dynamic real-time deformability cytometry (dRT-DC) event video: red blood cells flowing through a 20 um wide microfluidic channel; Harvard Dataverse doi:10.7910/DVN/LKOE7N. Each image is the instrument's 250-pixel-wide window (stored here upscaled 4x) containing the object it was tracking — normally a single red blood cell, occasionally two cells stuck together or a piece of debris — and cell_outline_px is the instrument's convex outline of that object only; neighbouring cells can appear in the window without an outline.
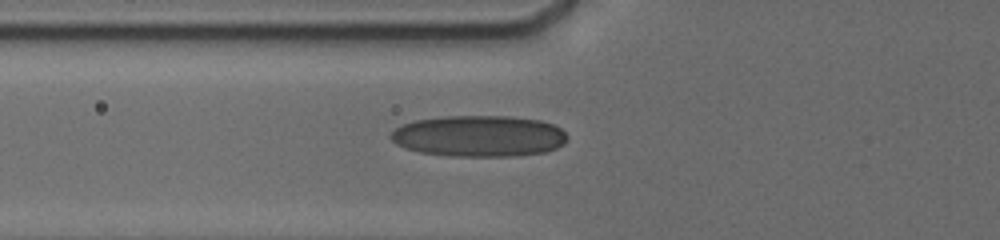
{"species": "human", "species_latin": "Homo sapiens", "temperature_condition": "cold", "stored_images_in_passage": 17, "camera_frame_rate_fps": 3000, "um_per_image_px": 0.085, "donor": {"sex": "male"}, "frame": {"image": 1, "passage_image": 15, "time_ms": 7.0, "image_size_px": [1000, 240], "cell_outline_px": [[568, 136], [564, 144], [548, 152], [516, 156], [452, 156], [420, 152], [404, 148], [396, 144], [388, 136], [396, 128], [404, 124], [416, 120], [444, 116], [508, 116], [540, 120], [552, 124], [560, 128]], "centroid_in_image_um": [40.73, 11.57], "position_along_channel_um": 85.1, "area_um2": 42.6}}